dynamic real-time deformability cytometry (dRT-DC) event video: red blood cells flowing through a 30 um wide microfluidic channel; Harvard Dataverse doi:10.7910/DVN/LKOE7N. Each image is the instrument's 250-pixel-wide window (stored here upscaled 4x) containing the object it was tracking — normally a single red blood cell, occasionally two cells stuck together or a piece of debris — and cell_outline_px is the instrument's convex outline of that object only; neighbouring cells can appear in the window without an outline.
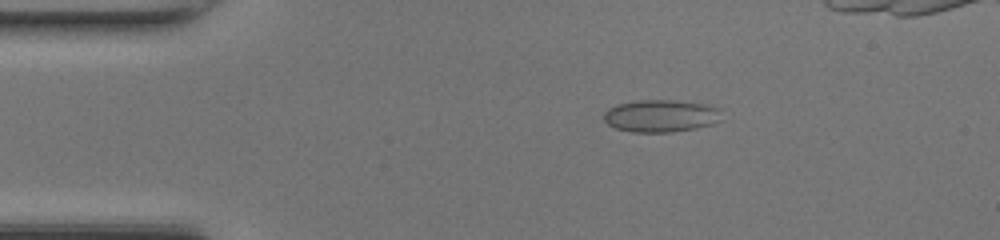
{"species": "common noctule bat (a hibernating species)", "species_latin": "Nyctalus noctula", "temperature_condition": "room temperature", "stored_images_in_passage": 44, "camera_frame_rate_fps": 3000, "um_per_image_px": 0.085, "animal": {"sex": "female", "body_mass_g": 17.0, "forearm_length_mm": 48.0}, "frame": {"image": 1, "passage_image": 9, "time_ms": 2.667, "image_size_px": [1000, 240], "cell_outline_px": [[720, 120], [712, 124], [696, 128], [672, 132], [632, 132], [616, 128], [608, 124], [604, 120], [604, 112], [608, 108], [616, 104], [636, 100], [676, 100], [708, 104], [720, 108]], "centroid_in_image_um": [56.17, 9.84], "position_along_channel_um": 28.8, "area_um2": 22.43}}
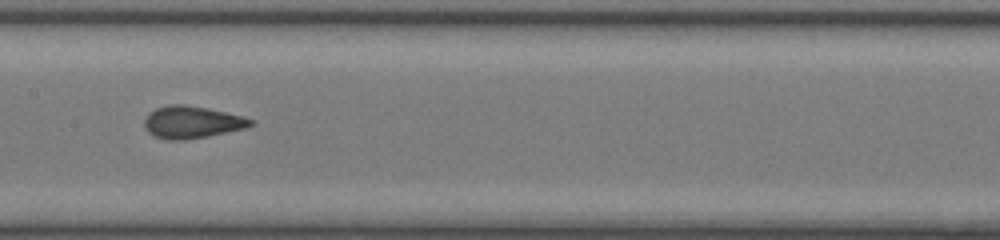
{"frame": {"image": 2, "passage_image": 24, "time_ms": 7.667, "image_size_px": [1000, 240], "cell_outline_px": [[256, 124], [244, 128], [208, 136], [184, 140], [168, 140], [152, 136], [148, 132], [144, 124], [144, 120], [156, 108], [172, 104], [180, 104], [204, 108], [244, 116], [256, 120]], "centroid_in_image_um": [16.34, 10.4], "position_along_channel_um": 191.1, "area_um2": 19.77}}
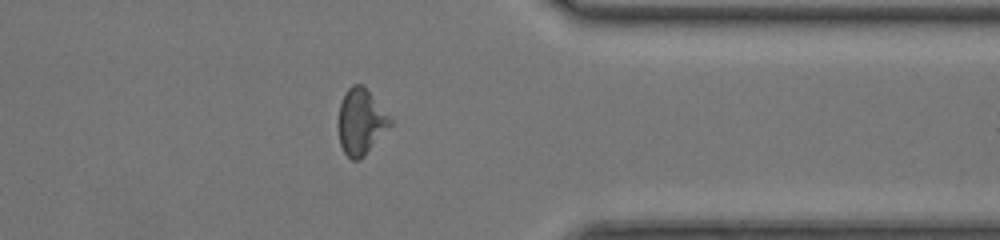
{"frame": {"image": 3, "passage_image": 38, "time_ms": 12.333, "image_size_px": [1000, 240], "cell_outline_px": [[392, 124], [364, 156], [360, 160], [352, 160], [344, 152], [340, 144], [336, 124], [340, 104], [348, 88], [352, 84], [360, 84], [368, 92], [392, 120]], "centroid_in_image_um": [30.62, 10.39], "position_along_channel_um": 380.8, "area_um2": 19.65}}